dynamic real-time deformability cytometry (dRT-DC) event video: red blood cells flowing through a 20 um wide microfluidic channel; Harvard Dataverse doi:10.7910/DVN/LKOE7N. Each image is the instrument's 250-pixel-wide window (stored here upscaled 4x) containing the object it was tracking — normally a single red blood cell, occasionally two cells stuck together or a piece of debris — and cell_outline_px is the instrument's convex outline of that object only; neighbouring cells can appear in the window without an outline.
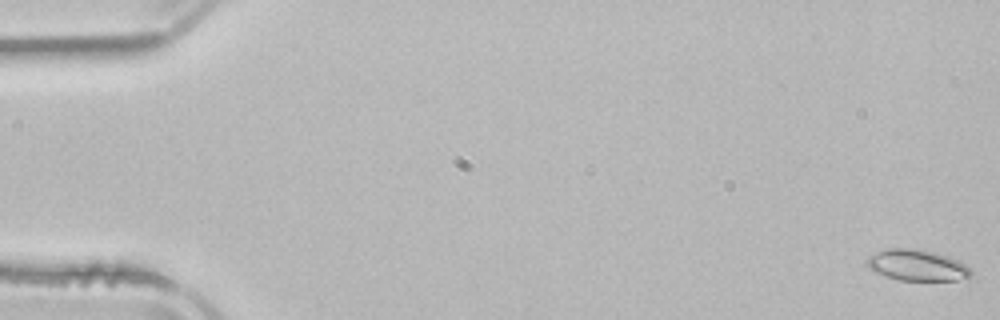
{"species": "common noctule bat (a hibernating species)", "species_latin": "Nyctalus noctula", "temperature_condition": "room temperature", "stored_images_in_passage": 53, "camera_frame_rate_fps": 3000, "um_per_image_px": 0.085, "animal": {"sex": "male", "body_mass_g": 21.5, "forearm_length_mm": 52.0}, "frame": {"image": 1, "passage_image": 1, "time_ms": 0.0, "image_size_px": [1000, 320], "cell_outline_px": [[972, 276], [968, 280], [900, 280], [884, 276], [872, 272], [864, 260], [868, 256], [876, 252], [888, 248], [920, 248], [936, 252], [960, 260], [972, 272]], "centroid_in_image_um": [77.94, 22.54], "position_along_channel_um": 7.1, "area_um2": 19.36}}
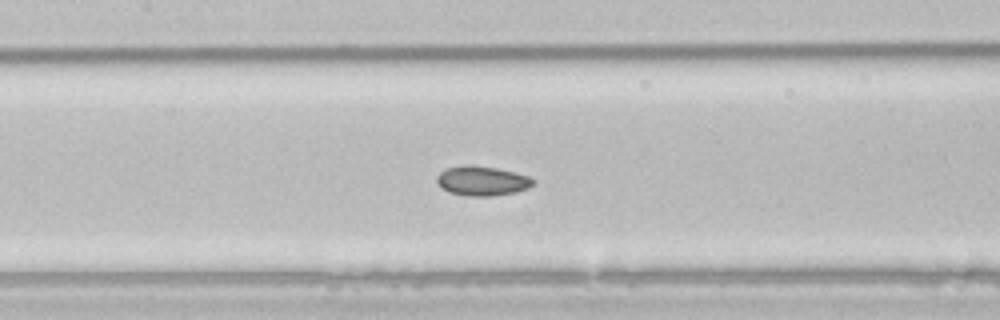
{"frame": {"image": 2, "passage_image": 25, "time_ms": 8.0, "image_size_px": [1000, 320], "cell_outline_px": [[532, 184], [528, 188], [516, 192], [492, 196], [468, 196], [448, 192], [440, 188], [436, 184], [436, 176], [444, 168], [468, 164], [472, 164], [496, 168], [516, 172], [532, 176]], "centroid_in_image_um": [40.93, 15.36], "position_along_channel_um": 166.5, "area_um2": 16.94}}
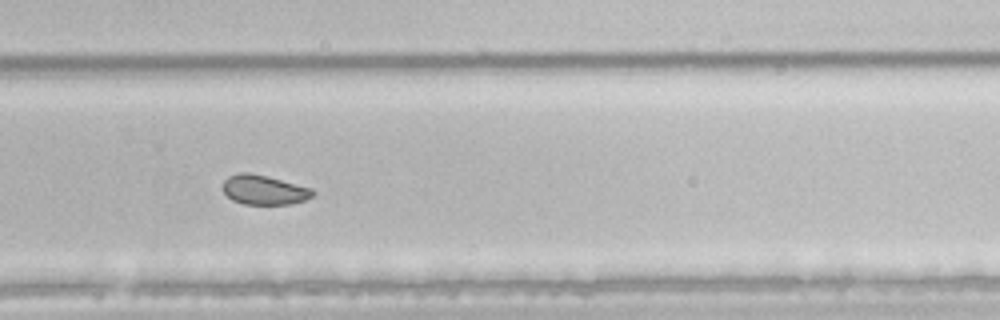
{"frame": {"image": 3, "passage_image": 36, "time_ms": 11.667, "image_size_px": [1000, 320], "cell_outline_px": [[316, 192], [312, 196], [304, 200], [292, 204], [244, 204], [232, 200], [224, 192], [224, 180], [228, 176], [240, 172], [248, 172], [268, 176], [312, 188]], "centroid_in_image_um": [22.46, 16.13], "position_along_channel_um": 307.3, "area_um2": 15.49}, "authors_computed_cell_mechanics": {"area_um2": 17.2822, "velocity_mm_per_s": 3.8673, "shape_relaxation_time_tau1_ms": null, "shape_relaxation_time_tau2_ms": 3.89, "deformation_change_tau1": null, "deformation_change_tau2": 0.0624}}